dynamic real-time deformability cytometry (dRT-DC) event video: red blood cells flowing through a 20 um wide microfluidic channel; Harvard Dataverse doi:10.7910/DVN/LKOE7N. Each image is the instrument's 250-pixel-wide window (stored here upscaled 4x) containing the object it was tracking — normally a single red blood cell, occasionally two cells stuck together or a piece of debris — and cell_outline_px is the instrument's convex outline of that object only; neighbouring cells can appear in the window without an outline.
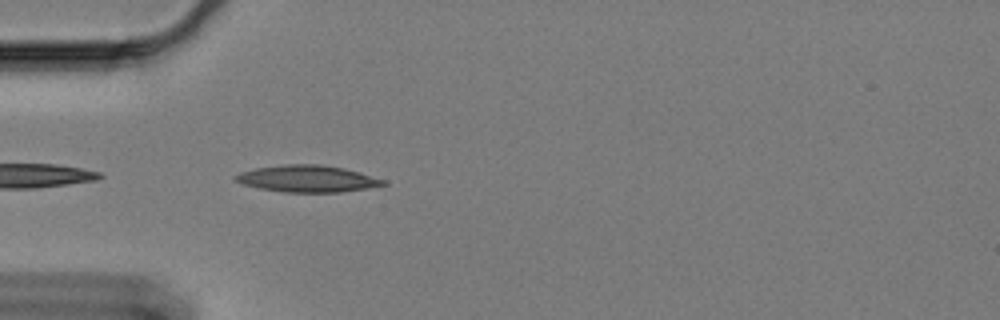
{"species": "Egyptian fruit bat (a non-hibernating species)", "species_latin": "Rousettus aegyptiacus", "temperature_condition": "cold", "stored_images_in_passage": 29, "camera_frame_rate_fps": 3000, "um_per_image_px": 0.085, "animal": {"sex": "female"}, "frame": {"image": 1, "passage_image": 2, "time_ms": 0.333, "image_size_px": [1000, 320], "cell_outline_px": [[388, 184], [340, 192], [284, 192], [260, 188], [244, 184], [232, 180], [232, 176], [240, 172], [256, 168], [284, 164], [320, 164], [344, 168], [360, 172], [384, 180]], "centroid_in_image_um": [26.08, 15.18], "position_along_channel_um": 58.9, "area_um2": 22.95}}
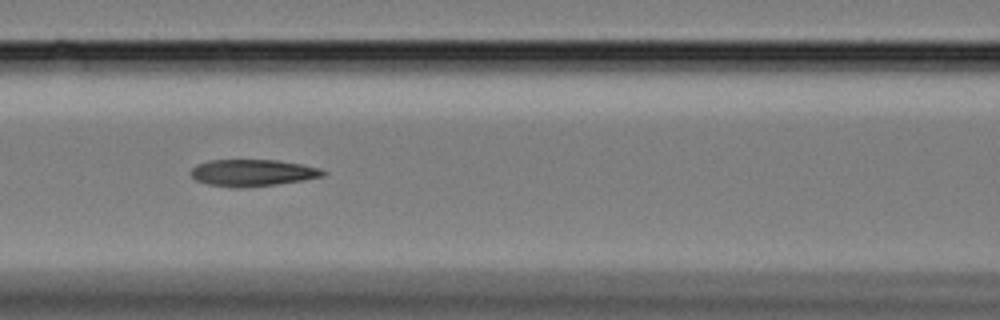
{"frame": {"image": 2, "passage_image": 10, "time_ms": 3.0, "image_size_px": [1000, 320], "cell_outline_px": [[328, 172], [324, 176], [304, 180], [276, 184], [244, 188], [232, 188], [208, 184], [196, 180], [192, 176], [192, 168], [196, 164], [208, 160], [276, 160], [300, 164], [320, 168]], "centroid_in_image_um": [21.47, 14.69], "position_along_channel_um": 145.1, "area_um2": 20.69}}
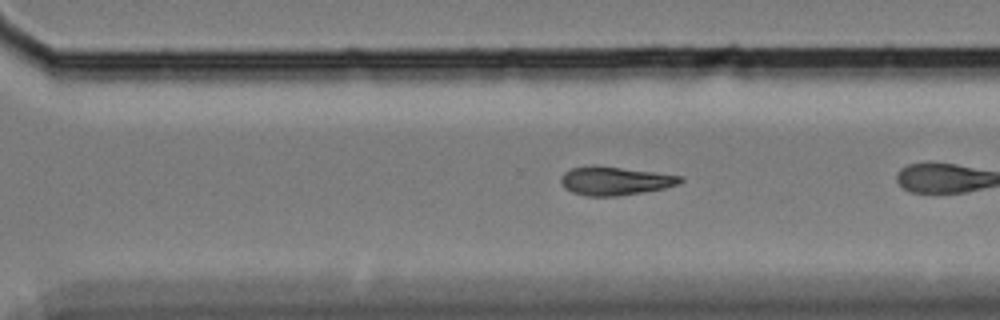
{"frame": {"image": 3, "passage_image": 23, "time_ms": 7.333, "image_size_px": [1000, 320], "cell_outline_px": [[684, 180], [680, 184], [664, 188], [644, 192], [616, 196], [584, 196], [572, 192], [564, 188], [560, 180], [560, 176], [564, 172], [572, 168], [620, 168], [652, 172], [680, 176]], "centroid_in_image_um": [52.28, 15.42], "position_along_channel_um": 318.3, "area_um2": 19.13}}